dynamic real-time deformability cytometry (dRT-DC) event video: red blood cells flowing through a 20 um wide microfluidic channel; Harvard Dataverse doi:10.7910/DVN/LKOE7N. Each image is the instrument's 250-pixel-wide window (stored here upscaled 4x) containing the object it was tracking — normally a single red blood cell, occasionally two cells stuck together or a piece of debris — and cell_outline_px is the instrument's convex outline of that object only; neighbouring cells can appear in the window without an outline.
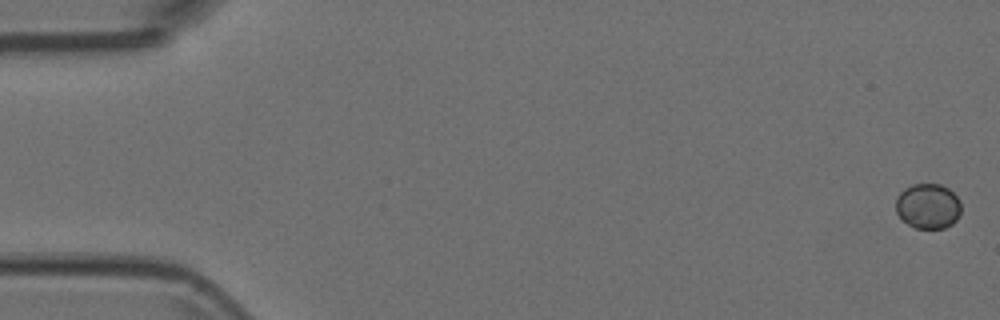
{"species": "Egyptian fruit bat (a non-hibernating species)", "species_latin": "Rousettus aegyptiacus", "temperature_condition": "room temperature", "stored_images_in_passage": 9, "camera_frame_rate_fps": 3000, "um_per_image_px": 0.085, "animal": {"sex": "female"}, "frame": {"image": 1, "passage_image": 1, "time_ms": 0.0, "image_size_px": [1000, 320], "cell_outline_px": [[960, 212], [956, 220], [952, 224], [944, 228], [916, 228], [908, 224], [896, 212], [896, 196], [904, 188], [912, 184], [940, 184], [948, 188], [960, 200]], "centroid_in_image_um": [78.87, 17.51], "position_along_channel_um": 6.1, "area_um2": 17.17}}
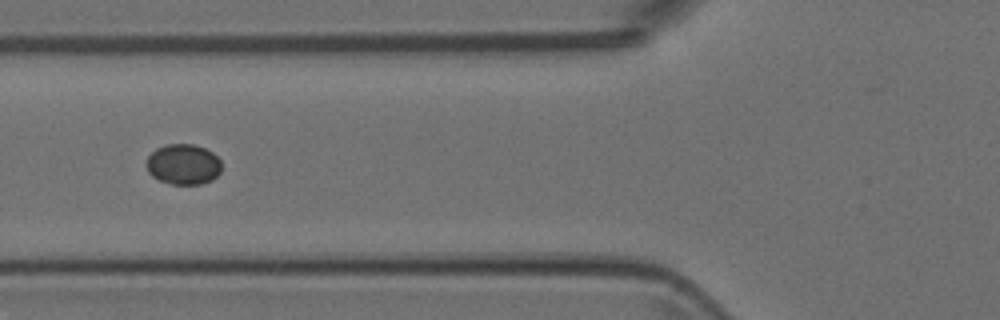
{"frame": {"image": 2, "passage_image": 6, "time_ms": 1.667, "image_size_px": [1000, 320], "cell_outline_px": [[220, 172], [212, 180], [200, 184], [172, 184], [160, 180], [152, 176], [148, 172], [144, 164], [148, 156], [156, 148], [168, 144], [192, 144], [204, 148], [212, 152], [220, 160]], "centroid_in_image_um": [15.55, 13.97], "position_along_channel_um": 110.3, "area_um2": 17.74}}
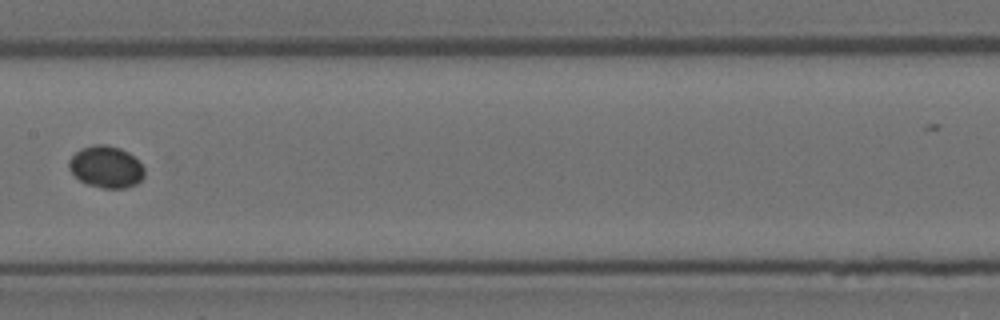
{"frame": {"image": 3, "passage_image": 8, "time_ms": 2.333, "image_size_px": [1000, 320], "cell_outline_px": [[144, 176], [136, 184], [124, 188], [100, 188], [88, 184], [80, 180], [68, 168], [68, 160], [80, 148], [92, 144], [104, 144], [120, 148], [128, 152], [144, 168]], "centroid_in_image_um": [8.99, 14.18], "position_along_channel_um": 198.4, "area_um2": 18.32}}